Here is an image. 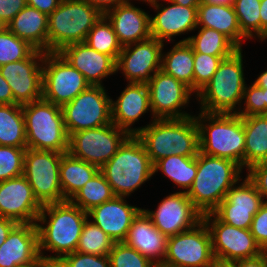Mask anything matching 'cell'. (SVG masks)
<instances>
[{
    "label": "cell",
    "instance_id": "d6986e66",
    "mask_svg": "<svg viewBox=\"0 0 267 267\" xmlns=\"http://www.w3.org/2000/svg\"><path fill=\"white\" fill-rule=\"evenodd\" d=\"M42 207L23 175L0 182V217L35 224Z\"/></svg>",
    "mask_w": 267,
    "mask_h": 267
},
{
    "label": "cell",
    "instance_id": "836d02e7",
    "mask_svg": "<svg viewBox=\"0 0 267 267\" xmlns=\"http://www.w3.org/2000/svg\"><path fill=\"white\" fill-rule=\"evenodd\" d=\"M197 35L183 38L180 42H188L194 53L213 56H231L238 48L222 33L212 28L197 27Z\"/></svg>",
    "mask_w": 267,
    "mask_h": 267
},
{
    "label": "cell",
    "instance_id": "5b68a950",
    "mask_svg": "<svg viewBox=\"0 0 267 267\" xmlns=\"http://www.w3.org/2000/svg\"><path fill=\"white\" fill-rule=\"evenodd\" d=\"M243 68L242 49L223 59L211 80L195 96L200 111L236 114L242 108L246 87Z\"/></svg>",
    "mask_w": 267,
    "mask_h": 267
},
{
    "label": "cell",
    "instance_id": "ac0fdd59",
    "mask_svg": "<svg viewBox=\"0 0 267 267\" xmlns=\"http://www.w3.org/2000/svg\"><path fill=\"white\" fill-rule=\"evenodd\" d=\"M142 210L167 237L190 230L202 221V214L183 191L163 198L154 211L144 208Z\"/></svg>",
    "mask_w": 267,
    "mask_h": 267
},
{
    "label": "cell",
    "instance_id": "d4e9b609",
    "mask_svg": "<svg viewBox=\"0 0 267 267\" xmlns=\"http://www.w3.org/2000/svg\"><path fill=\"white\" fill-rule=\"evenodd\" d=\"M149 110L151 112L147 84L128 82L118 99L111 100L112 123L130 135H136V128L131 126Z\"/></svg>",
    "mask_w": 267,
    "mask_h": 267
},
{
    "label": "cell",
    "instance_id": "4dcf8cb0",
    "mask_svg": "<svg viewBox=\"0 0 267 267\" xmlns=\"http://www.w3.org/2000/svg\"><path fill=\"white\" fill-rule=\"evenodd\" d=\"M161 70L183 82L193 91L194 50L188 42H177L169 52L162 53Z\"/></svg>",
    "mask_w": 267,
    "mask_h": 267
},
{
    "label": "cell",
    "instance_id": "f5cc1de1",
    "mask_svg": "<svg viewBox=\"0 0 267 267\" xmlns=\"http://www.w3.org/2000/svg\"><path fill=\"white\" fill-rule=\"evenodd\" d=\"M98 8L103 14L108 10L124 4L126 0H82Z\"/></svg>",
    "mask_w": 267,
    "mask_h": 267
},
{
    "label": "cell",
    "instance_id": "4fadbf2b",
    "mask_svg": "<svg viewBox=\"0 0 267 267\" xmlns=\"http://www.w3.org/2000/svg\"><path fill=\"white\" fill-rule=\"evenodd\" d=\"M215 260L211 235L202 220L194 228L169 236L164 263L175 267H211Z\"/></svg>",
    "mask_w": 267,
    "mask_h": 267
},
{
    "label": "cell",
    "instance_id": "277c9868",
    "mask_svg": "<svg viewBox=\"0 0 267 267\" xmlns=\"http://www.w3.org/2000/svg\"><path fill=\"white\" fill-rule=\"evenodd\" d=\"M199 130V152L226 158L244 167L245 131L242 116L200 112L195 115ZM207 122V123H206Z\"/></svg>",
    "mask_w": 267,
    "mask_h": 267
},
{
    "label": "cell",
    "instance_id": "7402d4cb",
    "mask_svg": "<svg viewBox=\"0 0 267 267\" xmlns=\"http://www.w3.org/2000/svg\"><path fill=\"white\" fill-rule=\"evenodd\" d=\"M58 53L92 86H104L102 80L116 73V61L94 50L86 42L67 45Z\"/></svg>",
    "mask_w": 267,
    "mask_h": 267
},
{
    "label": "cell",
    "instance_id": "d590c367",
    "mask_svg": "<svg viewBox=\"0 0 267 267\" xmlns=\"http://www.w3.org/2000/svg\"><path fill=\"white\" fill-rule=\"evenodd\" d=\"M85 42L94 50L111 56L115 61L122 50L111 23L104 15L89 31Z\"/></svg>",
    "mask_w": 267,
    "mask_h": 267
},
{
    "label": "cell",
    "instance_id": "94428289",
    "mask_svg": "<svg viewBox=\"0 0 267 267\" xmlns=\"http://www.w3.org/2000/svg\"><path fill=\"white\" fill-rule=\"evenodd\" d=\"M211 267H237L235 262L215 259Z\"/></svg>",
    "mask_w": 267,
    "mask_h": 267
},
{
    "label": "cell",
    "instance_id": "b9f144b4",
    "mask_svg": "<svg viewBox=\"0 0 267 267\" xmlns=\"http://www.w3.org/2000/svg\"><path fill=\"white\" fill-rule=\"evenodd\" d=\"M230 56L194 53L193 92L197 94L212 78L220 62Z\"/></svg>",
    "mask_w": 267,
    "mask_h": 267
},
{
    "label": "cell",
    "instance_id": "9f6ffc18",
    "mask_svg": "<svg viewBox=\"0 0 267 267\" xmlns=\"http://www.w3.org/2000/svg\"><path fill=\"white\" fill-rule=\"evenodd\" d=\"M261 42L267 39V0L260 2Z\"/></svg>",
    "mask_w": 267,
    "mask_h": 267
},
{
    "label": "cell",
    "instance_id": "3957f363",
    "mask_svg": "<svg viewBox=\"0 0 267 267\" xmlns=\"http://www.w3.org/2000/svg\"><path fill=\"white\" fill-rule=\"evenodd\" d=\"M243 169L230 159L198 152L197 173L186 194L202 215L212 213L231 187L241 182Z\"/></svg>",
    "mask_w": 267,
    "mask_h": 267
},
{
    "label": "cell",
    "instance_id": "e575fe53",
    "mask_svg": "<svg viewBox=\"0 0 267 267\" xmlns=\"http://www.w3.org/2000/svg\"><path fill=\"white\" fill-rule=\"evenodd\" d=\"M114 193L110 184L105 179L103 173L99 170L90 181L70 199V201L81 208L83 211H90L93 207L111 200Z\"/></svg>",
    "mask_w": 267,
    "mask_h": 267
},
{
    "label": "cell",
    "instance_id": "8fae6325",
    "mask_svg": "<svg viewBox=\"0 0 267 267\" xmlns=\"http://www.w3.org/2000/svg\"><path fill=\"white\" fill-rule=\"evenodd\" d=\"M104 86L90 85L61 107L68 135L112 123L111 98Z\"/></svg>",
    "mask_w": 267,
    "mask_h": 267
},
{
    "label": "cell",
    "instance_id": "e7e4bbea",
    "mask_svg": "<svg viewBox=\"0 0 267 267\" xmlns=\"http://www.w3.org/2000/svg\"><path fill=\"white\" fill-rule=\"evenodd\" d=\"M263 98L266 102V115H267V89H263Z\"/></svg>",
    "mask_w": 267,
    "mask_h": 267
},
{
    "label": "cell",
    "instance_id": "7dc6e473",
    "mask_svg": "<svg viewBox=\"0 0 267 267\" xmlns=\"http://www.w3.org/2000/svg\"><path fill=\"white\" fill-rule=\"evenodd\" d=\"M250 231L259 247L267 251V202L253 216Z\"/></svg>",
    "mask_w": 267,
    "mask_h": 267
},
{
    "label": "cell",
    "instance_id": "7c38bea8",
    "mask_svg": "<svg viewBox=\"0 0 267 267\" xmlns=\"http://www.w3.org/2000/svg\"><path fill=\"white\" fill-rule=\"evenodd\" d=\"M42 99L57 106L71 102L90 84L58 52H47L43 59Z\"/></svg>",
    "mask_w": 267,
    "mask_h": 267
},
{
    "label": "cell",
    "instance_id": "03108f58",
    "mask_svg": "<svg viewBox=\"0 0 267 267\" xmlns=\"http://www.w3.org/2000/svg\"><path fill=\"white\" fill-rule=\"evenodd\" d=\"M129 1L131 2V0H126V2H128V3H129ZM140 1L146 2L149 5H151V4H154L157 0H140Z\"/></svg>",
    "mask_w": 267,
    "mask_h": 267
},
{
    "label": "cell",
    "instance_id": "be15d7a7",
    "mask_svg": "<svg viewBox=\"0 0 267 267\" xmlns=\"http://www.w3.org/2000/svg\"><path fill=\"white\" fill-rule=\"evenodd\" d=\"M152 267H175L164 262L153 263Z\"/></svg>",
    "mask_w": 267,
    "mask_h": 267
},
{
    "label": "cell",
    "instance_id": "74e56055",
    "mask_svg": "<svg viewBox=\"0 0 267 267\" xmlns=\"http://www.w3.org/2000/svg\"><path fill=\"white\" fill-rule=\"evenodd\" d=\"M114 241L92 220L87 219L83 225L76 251L84 254L107 256Z\"/></svg>",
    "mask_w": 267,
    "mask_h": 267
},
{
    "label": "cell",
    "instance_id": "6da1fadb",
    "mask_svg": "<svg viewBox=\"0 0 267 267\" xmlns=\"http://www.w3.org/2000/svg\"><path fill=\"white\" fill-rule=\"evenodd\" d=\"M87 219L88 213L70 200L43 205L35 223L41 259L60 260L75 252ZM46 250L56 255L45 256Z\"/></svg>",
    "mask_w": 267,
    "mask_h": 267
},
{
    "label": "cell",
    "instance_id": "484cf974",
    "mask_svg": "<svg viewBox=\"0 0 267 267\" xmlns=\"http://www.w3.org/2000/svg\"><path fill=\"white\" fill-rule=\"evenodd\" d=\"M167 239L168 237L162 234L141 210L133 219L123 242L137 250L152 263H159L164 261Z\"/></svg>",
    "mask_w": 267,
    "mask_h": 267
},
{
    "label": "cell",
    "instance_id": "bcb514c9",
    "mask_svg": "<svg viewBox=\"0 0 267 267\" xmlns=\"http://www.w3.org/2000/svg\"><path fill=\"white\" fill-rule=\"evenodd\" d=\"M59 261L64 267H110L108 255L99 256L77 251L64 255Z\"/></svg>",
    "mask_w": 267,
    "mask_h": 267
},
{
    "label": "cell",
    "instance_id": "30bf717a",
    "mask_svg": "<svg viewBox=\"0 0 267 267\" xmlns=\"http://www.w3.org/2000/svg\"><path fill=\"white\" fill-rule=\"evenodd\" d=\"M64 153L27 148L23 176L42 204L63 202L60 184V164Z\"/></svg>",
    "mask_w": 267,
    "mask_h": 267
},
{
    "label": "cell",
    "instance_id": "2e32d148",
    "mask_svg": "<svg viewBox=\"0 0 267 267\" xmlns=\"http://www.w3.org/2000/svg\"><path fill=\"white\" fill-rule=\"evenodd\" d=\"M44 54L35 50L24 60L0 67L1 75L11 87L14 104L25 105L42 99Z\"/></svg>",
    "mask_w": 267,
    "mask_h": 267
},
{
    "label": "cell",
    "instance_id": "ee69618b",
    "mask_svg": "<svg viewBox=\"0 0 267 267\" xmlns=\"http://www.w3.org/2000/svg\"><path fill=\"white\" fill-rule=\"evenodd\" d=\"M213 213L224 223L241 229H250L255 213L251 210L233 209L222 201Z\"/></svg>",
    "mask_w": 267,
    "mask_h": 267
},
{
    "label": "cell",
    "instance_id": "603a6c76",
    "mask_svg": "<svg viewBox=\"0 0 267 267\" xmlns=\"http://www.w3.org/2000/svg\"><path fill=\"white\" fill-rule=\"evenodd\" d=\"M142 208L129 205L125 197L114 196L88 211V219L102 229L114 242H123L133 219Z\"/></svg>",
    "mask_w": 267,
    "mask_h": 267
},
{
    "label": "cell",
    "instance_id": "f6af8a7d",
    "mask_svg": "<svg viewBox=\"0 0 267 267\" xmlns=\"http://www.w3.org/2000/svg\"><path fill=\"white\" fill-rule=\"evenodd\" d=\"M243 101L245 108L239 109V116L266 115V102L263 98V89L252 83L244 88Z\"/></svg>",
    "mask_w": 267,
    "mask_h": 267
},
{
    "label": "cell",
    "instance_id": "ba28073f",
    "mask_svg": "<svg viewBox=\"0 0 267 267\" xmlns=\"http://www.w3.org/2000/svg\"><path fill=\"white\" fill-rule=\"evenodd\" d=\"M27 148L68 152L67 133L60 106L44 99L22 105Z\"/></svg>",
    "mask_w": 267,
    "mask_h": 267
},
{
    "label": "cell",
    "instance_id": "f1b7e54d",
    "mask_svg": "<svg viewBox=\"0 0 267 267\" xmlns=\"http://www.w3.org/2000/svg\"><path fill=\"white\" fill-rule=\"evenodd\" d=\"M245 131L244 168L267 161V115L242 116Z\"/></svg>",
    "mask_w": 267,
    "mask_h": 267
},
{
    "label": "cell",
    "instance_id": "816d5d0a",
    "mask_svg": "<svg viewBox=\"0 0 267 267\" xmlns=\"http://www.w3.org/2000/svg\"><path fill=\"white\" fill-rule=\"evenodd\" d=\"M237 267H267V251L257 256L234 261Z\"/></svg>",
    "mask_w": 267,
    "mask_h": 267
},
{
    "label": "cell",
    "instance_id": "c3c4849f",
    "mask_svg": "<svg viewBox=\"0 0 267 267\" xmlns=\"http://www.w3.org/2000/svg\"><path fill=\"white\" fill-rule=\"evenodd\" d=\"M247 177L255 184L263 199L267 198V161L252 165L247 169ZM266 197V198H265ZM267 202V200H265Z\"/></svg>",
    "mask_w": 267,
    "mask_h": 267
},
{
    "label": "cell",
    "instance_id": "4316f807",
    "mask_svg": "<svg viewBox=\"0 0 267 267\" xmlns=\"http://www.w3.org/2000/svg\"><path fill=\"white\" fill-rule=\"evenodd\" d=\"M212 28L225 35L238 49H242L243 39L233 5L204 4L197 7V27Z\"/></svg>",
    "mask_w": 267,
    "mask_h": 267
},
{
    "label": "cell",
    "instance_id": "ffe728a7",
    "mask_svg": "<svg viewBox=\"0 0 267 267\" xmlns=\"http://www.w3.org/2000/svg\"><path fill=\"white\" fill-rule=\"evenodd\" d=\"M41 260L36 224L17 223L0 246V267H24Z\"/></svg>",
    "mask_w": 267,
    "mask_h": 267
},
{
    "label": "cell",
    "instance_id": "ab89813d",
    "mask_svg": "<svg viewBox=\"0 0 267 267\" xmlns=\"http://www.w3.org/2000/svg\"><path fill=\"white\" fill-rule=\"evenodd\" d=\"M36 49L14 35L7 27L0 31V67L28 58Z\"/></svg>",
    "mask_w": 267,
    "mask_h": 267
},
{
    "label": "cell",
    "instance_id": "6125c7cd",
    "mask_svg": "<svg viewBox=\"0 0 267 267\" xmlns=\"http://www.w3.org/2000/svg\"><path fill=\"white\" fill-rule=\"evenodd\" d=\"M235 0H200L204 4L234 5Z\"/></svg>",
    "mask_w": 267,
    "mask_h": 267
},
{
    "label": "cell",
    "instance_id": "6f0895ef",
    "mask_svg": "<svg viewBox=\"0 0 267 267\" xmlns=\"http://www.w3.org/2000/svg\"><path fill=\"white\" fill-rule=\"evenodd\" d=\"M163 1H171L176 4L187 6V7H198L200 5V0H163Z\"/></svg>",
    "mask_w": 267,
    "mask_h": 267
},
{
    "label": "cell",
    "instance_id": "60d3db41",
    "mask_svg": "<svg viewBox=\"0 0 267 267\" xmlns=\"http://www.w3.org/2000/svg\"><path fill=\"white\" fill-rule=\"evenodd\" d=\"M26 149L0 145V182L23 175Z\"/></svg>",
    "mask_w": 267,
    "mask_h": 267
},
{
    "label": "cell",
    "instance_id": "5bb4252c",
    "mask_svg": "<svg viewBox=\"0 0 267 267\" xmlns=\"http://www.w3.org/2000/svg\"><path fill=\"white\" fill-rule=\"evenodd\" d=\"M202 220L209 229L215 259L234 262L263 252L250 229L224 223L213 212L202 215Z\"/></svg>",
    "mask_w": 267,
    "mask_h": 267
},
{
    "label": "cell",
    "instance_id": "f35d334b",
    "mask_svg": "<svg viewBox=\"0 0 267 267\" xmlns=\"http://www.w3.org/2000/svg\"><path fill=\"white\" fill-rule=\"evenodd\" d=\"M261 0H235L234 9L241 32L248 38L261 41Z\"/></svg>",
    "mask_w": 267,
    "mask_h": 267
},
{
    "label": "cell",
    "instance_id": "9a60e30c",
    "mask_svg": "<svg viewBox=\"0 0 267 267\" xmlns=\"http://www.w3.org/2000/svg\"><path fill=\"white\" fill-rule=\"evenodd\" d=\"M153 119L185 118L193 116L182 111L188 106L193 91L173 76L158 70L147 83Z\"/></svg>",
    "mask_w": 267,
    "mask_h": 267
},
{
    "label": "cell",
    "instance_id": "52a82bcc",
    "mask_svg": "<svg viewBox=\"0 0 267 267\" xmlns=\"http://www.w3.org/2000/svg\"><path fill=\"white\" fill-rule=\"evenodd\" d=\"M104 14L82 0H62L48 16V52H59L73 43L85 42L89 31Z\"/></svg>",
    "mask_w": 267,
    "mask_h": 267
},
{
    "label": "cell",
    "instance_id": "1f68e13d",
    "mask_svg": "<svg viewBox=\"0 0 267 267\" xmlns=\"http://www.w3.org/2000/svg\"><path fill=\"white\" fill-rule=\"evenodd\" d=\"M0 145L27 148L22 105L0 104Z\"/></svg>",
    "mask_w": 267,
    "mask_h": 267
},
{
    "label": "cell",
    "instance_id": "8992f818",
    "mask_svg": "<svg viewBox=\"0 0 267 267\" xmlns=\"http://www.w3.org/2000/svg\"><path fill=\"white\" fill-rule=\"evenodd\" d=\"M100 171L114 195L125 198L154 175L153 164L136 135H131Z\"/></svg>",
    "mask_w": 267,
    "mask_h": 267
},
{
    "label": "cell",
    "instance_id": "cb8c5ba5",
    "mask_svg": "<svg viewBox=\"0 0 267 267\" xmlns=\"http://www.w3.org/2000/svg\"><path fill=\"white\" fill-rule=\"evenodd\" d=\"M104 16L111 23L122 47L151 38L150 15L132 2L114 7Z\"/></svg>",
    "mask_w": 267,
    "mask_h": 267
},
{
    "label": "cell",
    "instance_id": "83f0119b",
    "mask_svg": "<svg viewBox=\"0 0 267 267\" xmlns=\"http://www.w3.org/2000/svg\"><path fill=\"white\" fill-rule=\"evenodd\" d=\"M38 51L48 52V16L26 5L6 26Z\"/></svg>",
    "mask_w": 267,
    "mask_h": 267
},
{
    "label": "cell",
    "instance_id": "f907efd6",
    "mask_svg": "<svg viewBox=\"0 0 267 267\" xmlns=\"http://www.w3.org/2000/svg\"><path fill=\"white\" fill-rule=\"evenodd\" d=\"M62 0H27V5L49 16Z\"/></svg>",
    "mask_w": 267,
    "mask_h": 267
},
{
    "label": "cell",
    "instance_id": "003e7915",
    "mask_svg": "<svg viewBox=\"0 0 267 267\" xmlns=\"http://www.w3.org/2000/svg\"><path fill=\"white\" fill-rule=\"evenodd\" d=\"M5 28L4 24L0 21V31H2Z\"/></svg>",
    "mask_w": 267,
    "mask_h": 267
},
{
    "label": "cell",
    "instance_id": "8d00e7d4",
    "mask_svg": "<svg viewBox=\"0 0 267 267\" xmlns=\"http://www.w3.org/2000/svg\"><path fill=\"white\" fill-rule=\"evenodd\" d=\"M242 183L233 185L223 201L233 209L251 210L258 212L265 200L257 191L255 184L247 177Z\"/></svg>",
    "mask_w": 267,
    "mask_h": 267
},
{
    "label": "cell",
    "instance_id": "680465c9",
    "mask_svg": "<svg viewBox=\"0 0 267 267\" xmlns=\"http://www.w3.org/2000/svg\"><path fill=\"white\" fill-rule=\"evenodd\" d=\"M253 83L262 89H267V70L261 73Z\"/></svg>",
    "mask_w": 267,
    "mask_h": 267
},
{
    "label": "cell",
    "instance_id": "f546056e",
    "mask_svg": "<svg viewBox=\"0 0 267 267\" xmlns=\"http://www.w3.org/2000/svg\"><path fill=\"white\" fill-rule=\"evenodd\" d=\"M100 169L64 153L60 164V184L64 200H70Z\"/></svg>",
    "mask_w": 267,
    "mask_h": 267
},
{
    "label": "cell",
    "instance_id": "91938a15",
    "mask_svg": "<svg viewBox=\"0 0 267 267\" xmlns=\"http://www.w3.org/2000/svg\"><path fill=\"white\" fill-rule=\"evenodd\" d=\"M38 267H64L59 260H41Z\"/></svg>",
    "mask_w": 267,
    "mask_h": 267
},
{
    "label": "cell",
    "instance_id": "db71d44e",
    "mask_svg": "<svg viewBox=\"0 0 267 267\" xmlns=\"http://www.w3.org/2000/svg\"><path fill=\"white\" fill-rule=\"evenodd\" d=\"M0 104H14V96L8 82L0 72Z\"/></svg>",
    "mask_w": 267,
    "mask_h": 267
},
{
    "label": "cell",
    "instance_id": "44dd1931",
    "mask_svg": "<svg viewBox=\"0 0 267 267\" xmlns=\"http://www.w3.org/2000/svg\"><path fill=\"white\" fill-rule=\"evenodd\" d=\"M163 6L157 0L151 7L157 10L150 16L151 37L161 42L175 41L173 36L188 33L197 29V7H187L167 1Z\"/></svg>",
    "mask_w": 267,
    "mask_h": 267
},
{
    "label": "cell",
    "instance_id": "7a4b0ae2",
    "mask_svg": "<svg viewBox=\"0 0 267 267\" xmlns=\"http://www.w3.org/2000/svg\"><path fill=\"white\" fill-rule=\"evenodd\" d=\"M136 136L144 145L153 165L170 155L196 157L199 152V130L195 115L153 119L149 124L136 128Z\"/></svg>",
    "mask_w": 267,
    "mask_h": 267
},
{
    "label": "cell",
    "instance_id": "11a10c76",
    "mask_svg": "<svg viewBox=\"0 0 267 267\" xmlns=\"http://www.w3.org/2000/svg\"><path fill=\"white\" fill-rule=\"evenodd\" d=\"M16 224L14 220L0 217V246L5 242L9 232Z\"/></svg>",
    "mask_w": 267,
    "mask_h": 267
},
{
    "label": "cell",
    "instance_id": "7bdbcfd3",
    "mask_svg": "<svg viewBox=\"0 0 267 267\" xmlns=\"http://www.w3.org/2000/svg\"><path fill=\"white\" fill-rule=\"evenodd\" d=\"M110 267H152L153 263L124 242H114L109 252Z\"/></svg>",
    "mask_w": 267,
    "mask_h": 267
},
{
    "label": "cell",
    "instance_id": "d6a6232c",
    "mask_svg": "<svg viewBox=\"0 0 267 267\" xmlns=\"http://www.w3.org/2000/svg\"><path fill=\"white\" fill-rule=\"evenodd\" d=\"M154 174L161 171L183 192H187L195 179L197 173V156L185 157L179 155H170L158 160L153 165ZM185 189V190H184Z\"/></svg>",
    "mask_w": 267,
    "mask_h": 267
},
{
    "label": "cell",
    "instance_id": "9c48e42d",
    "mask_svg": "<svg viewBox=\"0 0 267 267\" xmlns=\"http://www.w3.org/2000/svg\"><path fill=\"white\" fill-rule=\"evenodd\" d=\"M130 136L113 123L80 130L69 135L68 153L100 169Z\"/></svg>",
    "mask_w": 267,
    "mask_h": 267
},
{
    "label": "cell",
    "instance_id": "e0dca14e",
    "mask_svg": "<svg viewBox=\"0 0 267 267\" xmlns=\"http://www.w3.org/2000/svg\"><path fill=\"white\" fill-rule=\"evenodd\" d=\"M164 42L155 38L122 47L116 60V72L122 71L132 83L147 84L161 69Z\"/></svg>",
    "mask_w": 267,
    "mask_h": 267
},
{
    "label": "cell",
    "instance_id": "681fc988",
    "mask_svg": "<svg viewBox=\"0 0 267 267\" xmlns=\"http://www.w3.org/2000/svg\"><path fill=\"white\" fill-rule=\"evenodd\" d=\"M27 5V0H0V21L6 27Z\"/></svg>",
    "mask_w": 267,
    "mask_h": 267
},
{
    "label": "cell",
    "instance_id": "a7ac6f4b",
    "mask_svg": "<svg viewBox=\"0 0 267 267\" xmlns=\"http://www.w3.org/2000/svg\"><path fill=\"white\" fill-rule=\"evenodd\" d=\"M24 267H38V263L32 264V265H28V266H24Z\"/></svg>",
    "mask_w": 267,
    "mask_h": 267
}]
</instances>
